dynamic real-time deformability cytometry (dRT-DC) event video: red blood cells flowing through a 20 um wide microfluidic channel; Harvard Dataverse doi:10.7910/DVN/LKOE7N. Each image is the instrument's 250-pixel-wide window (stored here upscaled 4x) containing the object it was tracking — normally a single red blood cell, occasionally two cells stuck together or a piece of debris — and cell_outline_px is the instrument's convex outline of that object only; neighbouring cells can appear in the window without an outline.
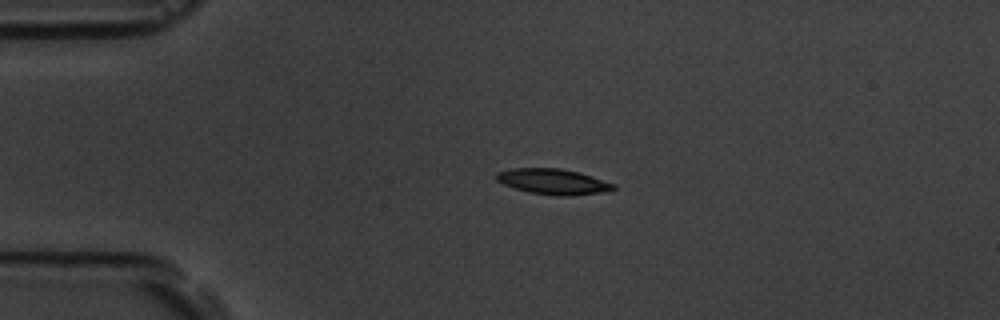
{"species": "common noctule bat (a hibernating species)", "species_latin": "Nyctalus noctula", "temperature_condition": "room temperature", "stored_images_in_passage": 4, "camera_frame_rate_fps": 3000, "um_per_image_px": 0.085, "animal": {"sex": "male", "body_mass_g": 19.5, "forearm_length_mm": 54.6}, "frame": {"image": 1, "passage_image": 3, "time_ms": 2.333, "image_size_px": [1000, 320], "cell_outline_px": [[616, 188], [612, 192], [572, 196], [556, 196], [528, 192], [504, 184], [496, 180], [496, 172], [508, 168], [560, 168], [580, 172], [616, 184]], "centroid_in_image_um": [47.08, 15.44], "position_along_channel_um": 37.9, "area_um2": 17.86}}
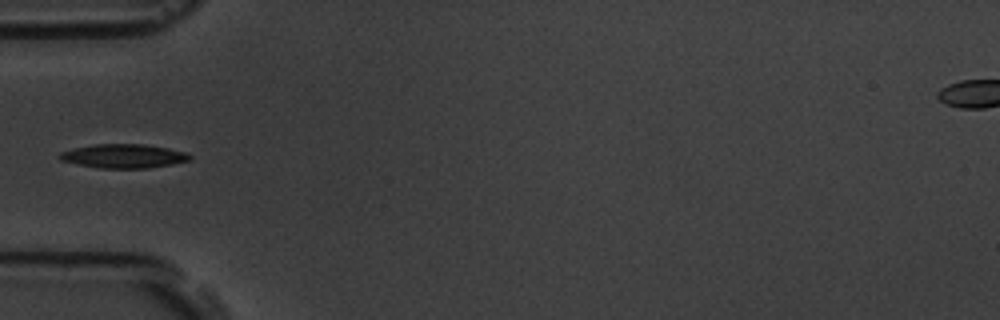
{"frame": {"image": 2, "passage_image": 4, "time_ms": 4.333, "image_size_px": [1000, 320], "cell_outline_px": [[192, 160], [172, 164], [148, 168], [100, 168], [60, 160], [56, 156], [60, 152], [92, 144], [144, 144], [168, 148], [184, 152], [192, 156]], "centroid_in_image_um": [10.52, 13.26], "position_along_channel_um": 74.5, "area_um2": 18.09}}